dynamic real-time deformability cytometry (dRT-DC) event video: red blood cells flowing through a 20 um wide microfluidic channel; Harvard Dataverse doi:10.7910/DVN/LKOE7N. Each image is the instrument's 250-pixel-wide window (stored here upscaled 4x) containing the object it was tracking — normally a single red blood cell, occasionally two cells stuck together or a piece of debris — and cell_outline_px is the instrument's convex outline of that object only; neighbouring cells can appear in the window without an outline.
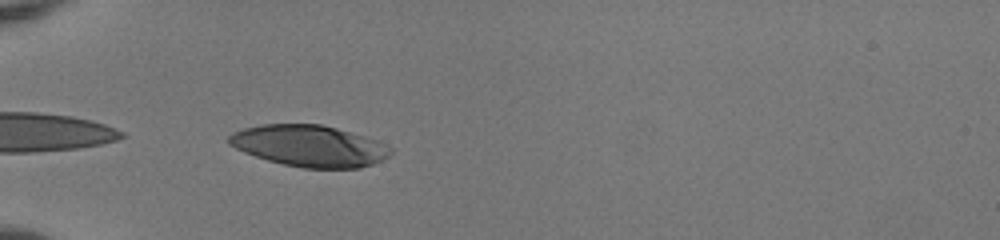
{"species": "human", "species_latin": "Homo sapiens", "temperature_condition": "room temperature", "stored_images_in_passage": 35, "camera_frame_rate_fps": 3000, "um_per_image_px": 0.085, "donor": {"sex": "female"}, "frame": {"image": 1, "passage_image": 1, "time_ms": 0.0, "image_size_px": [1000, 240], "cell_outline_px": [[392, 152], [388, 156], [372, 164], [360, 168], [304, 168], [284, 164], [268, 160], [244, 152], [228, 144], [228, 136], [232, 132], [244, 128], [260, 124], [320, 124], [336, 128], [364, 136], [376, 140], [392, 148]], "centroid_in_image_um": [26.27, 12.39], "position_along_channel_um": 58.7, "area_um2": 38.84}}
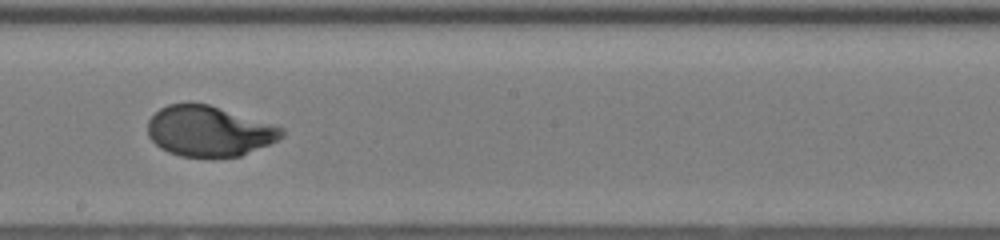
{"frame": {"image": 2, "passage_image": 15, "time_ms": 4.667, "image_size_px": [1000, 240], "cell_outline_px": [[284, 136], [268, 144], [240, 156], [212, 160], [180, 156], [168, 152], [160, 148], [148, 136], [148, 120], [160, 108], [168, 104], [188, 100], [208, 104], [272, 124], [284, 128]], "centroid_in_image_um": [17.72, 11.16], "position_along_channel_um": 230.5, "area_um2": 40.23}}
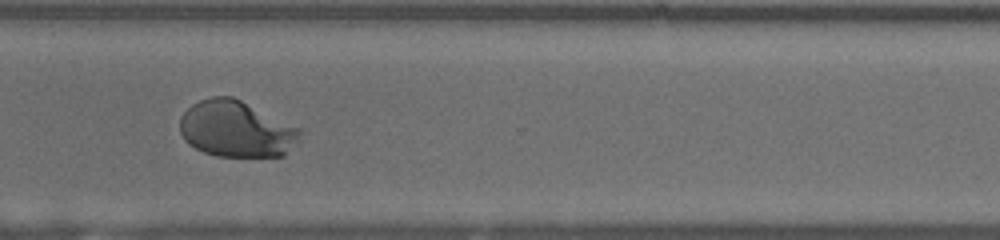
{"frame": {"image": 3, "passage_image": 24, "time_ms": 7.667, "image_size_px": [1000, 240], "cell_outline_px": [[304, 128], [296, 140], [284, 156], [216, 156], [204, 152], [188, 144], [184, 140], [180, 132], [180, 116], [192, 104], [200, 100], [212, 96], [232, 96]], "centroid_in_image_um": [20.08, 10.95], "position_along_channel_um": 350.5, "area_um2": 39.65}, "authors_computed_cell_mechanics": {"area_um2": 39.7664, "velocity_mm_per_s": 4.0091, "shape_relaxation_time_tau1_ms": 3.2771, "shape_relaxation_time_tau2_ms": null, "deformation_change_tau1": 0.2343, "deformation_change_tau2": null}}